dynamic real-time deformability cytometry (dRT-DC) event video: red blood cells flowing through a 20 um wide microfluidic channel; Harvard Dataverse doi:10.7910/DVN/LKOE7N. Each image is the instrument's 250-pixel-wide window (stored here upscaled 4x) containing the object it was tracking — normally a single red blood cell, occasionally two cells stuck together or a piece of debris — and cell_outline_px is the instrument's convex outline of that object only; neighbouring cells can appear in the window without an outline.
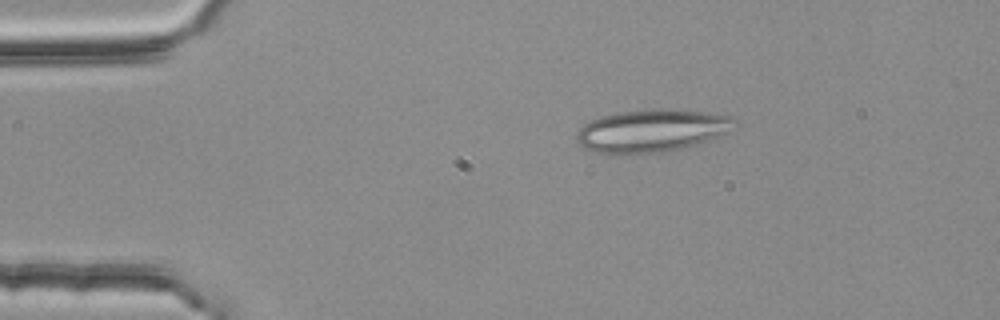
{"species": "common noctule bat (a hibernating species)", "species_latin": "Nyctalus noctula", "temperature_condition": "room temperature", "stored_images_in_passage": 3, "camera_frame_rate_fps": 3000, "um_per_image_px": 0.085, "animal": {"sex": "female", "body_mass_g": 25.1}, "frame": {"image": 1, "passage_image": 2, "time_ms": 0.333, "image_size_px": [1000, 320], "cell_outline_px": [[736, 120], [728, 132], [708, 140], [680, 148], [660, 152], [596, 152], [584, 148], [576, 140], [576, 132], [584, 124], [600, 116], [616, 112], [664, 108], [704, 112], [732, 116]], "centroid_in_image_um": [55.38, 11.08], "position_along_channel_um": 29.6, "area_um2": 38.49}}